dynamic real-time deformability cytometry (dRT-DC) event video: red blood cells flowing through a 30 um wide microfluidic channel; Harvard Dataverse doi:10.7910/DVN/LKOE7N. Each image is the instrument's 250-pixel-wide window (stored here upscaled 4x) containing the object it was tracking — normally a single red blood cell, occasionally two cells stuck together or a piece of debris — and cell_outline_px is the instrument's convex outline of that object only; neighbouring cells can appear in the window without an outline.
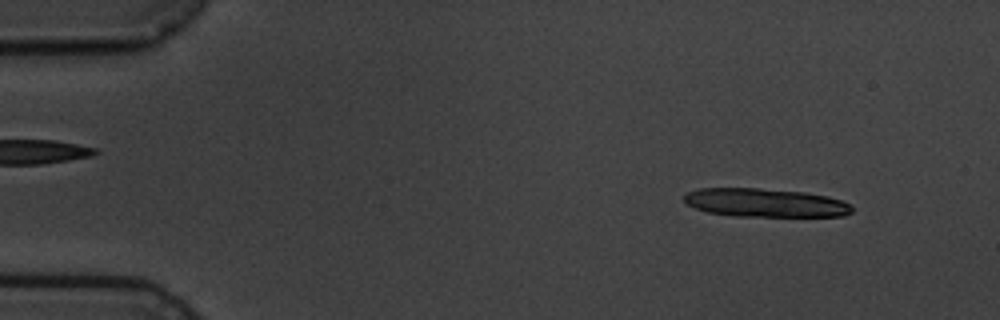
{"species": "common noctule bat (a hibernating species)", "species_latin": "Nyctalus noctula", "temperature_condition": "cold", "stored_images_in_passage": 4, "camera_frame_rate_fps": 3000, "um_per_image_px": 0.085, "animal": {"sex": "male", "body_mass_g": 19.5, "forearm_length_mm": 54.6}, "frame": {"image": 1, "passage_image": 1, "time_ms": 0.0, "image_size_px": [1000, 320], "cell_outline_px": [[852, 212], [844, 216], [732, 216], [708, 212], [696, 208], [688, 204], [684, 200], [684, 196], [688, 192], [700, 188], [760, 188], [804, 192], [828, 196], [840, 200], [848, 204], [852, 208]], "centroid_in_image_um": [65.04, 17.23], "position_along_channel_um": 20.0, "area_um2": 27.8}}